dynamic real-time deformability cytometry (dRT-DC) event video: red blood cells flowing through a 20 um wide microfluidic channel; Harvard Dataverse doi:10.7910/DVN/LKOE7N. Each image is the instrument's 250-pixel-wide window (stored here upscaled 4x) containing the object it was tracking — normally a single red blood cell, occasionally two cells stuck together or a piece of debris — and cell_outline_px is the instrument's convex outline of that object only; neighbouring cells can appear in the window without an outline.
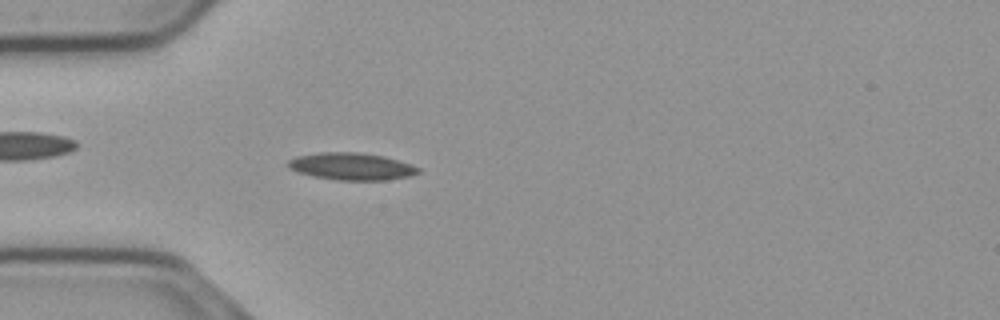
{"species": "common noctule bat (a hibernating species)", "species_latin": "Nyctalus noctula", "temperature_condition": "cold", "stored_images_in_passage": 37, "camera_frame_rate_fps": 3000, "um_per_image_px": 0.085, "animal": {"sex": "male", "body_mass_g": 23.1, "forearm_length_mm": 52.7}, "frame": {"image": 1, "passage_image": 2, "time_ms": 0.333, "image_size_px": [1000, 320], "cell_outline_px": [[420, 172], [408, 176], [384, 180], [336, 180], [312, 176], [296, 172], [288, 164], [288, 160], [296, 156], [320, 152], [356, 152], [384, 156], [412, 164], [420, 168]], "centroid_in_image_um": [29.88, 14.14], "position_along_channel_um": 55.1, "area_um2": 20.58}}
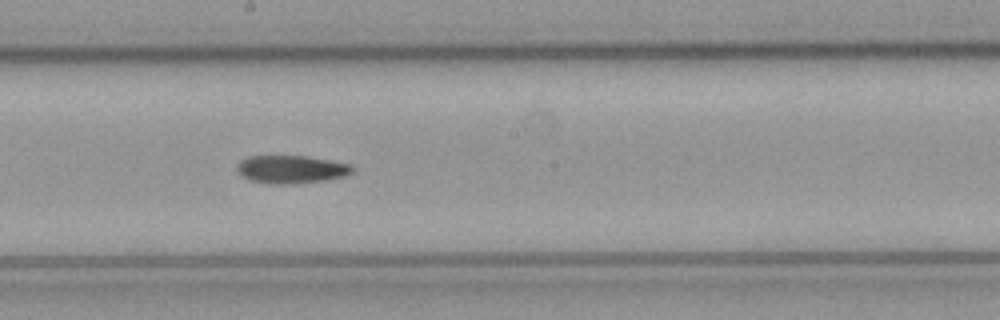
{"frame": {"image": 2, "passage_image": 16, "time_ms": 5.0, "image_size_px": [1000, 320], "cell_outline_px": [[356, 168], [352, 172], [344, 176], [328, 180], [292, 184], [268, 184], [252, 180], [244, 176], [236, 168], [236, 164], [240, 160], [248, 156], [308, 156], [352, 164]], "centroid_in_image_um": [24.8, 14.39], "position_along_channel_um": 223.4, "area_um2": 18.96}}
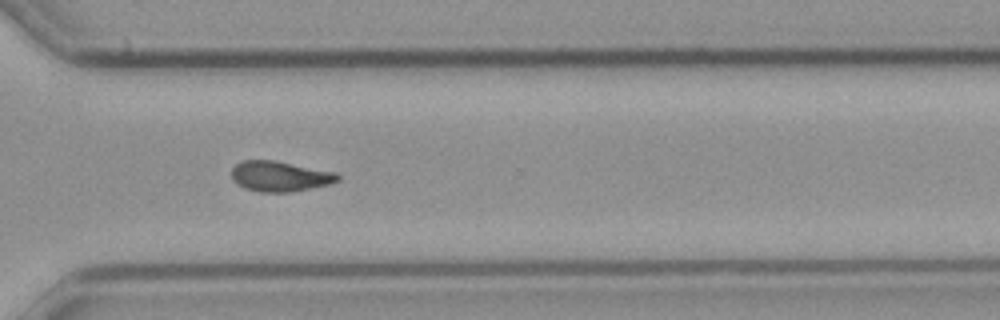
{"frame": {"image": 3, "passage_image": 26, "time_ms": 8.333, "image_size_px": [1000, 320], "cell_outline_px": [[340, 180], [328, 184], [288, 192], [260, 192], [244, 188], [236, 184], [232, 180], [232, 168], [236, 164], [244, 160], [272, 160], [336, 172], [340, 176]], "centroid_in_image_um": [23.75, 14.98], "position_along_channel_um": 346.8, "area_um2": 18.61}, "authors_computed_cell_mechanics": {"area_um2": 18.8428, "velocity_mm_per_s": 3.7195, "shape_relaxation_time_tau1_ms": null, "shape_relaxation_time_tau2_ms": 4.9349, "deformation_change_tau1": null, "deformation_change_tau2": 0.1116}}